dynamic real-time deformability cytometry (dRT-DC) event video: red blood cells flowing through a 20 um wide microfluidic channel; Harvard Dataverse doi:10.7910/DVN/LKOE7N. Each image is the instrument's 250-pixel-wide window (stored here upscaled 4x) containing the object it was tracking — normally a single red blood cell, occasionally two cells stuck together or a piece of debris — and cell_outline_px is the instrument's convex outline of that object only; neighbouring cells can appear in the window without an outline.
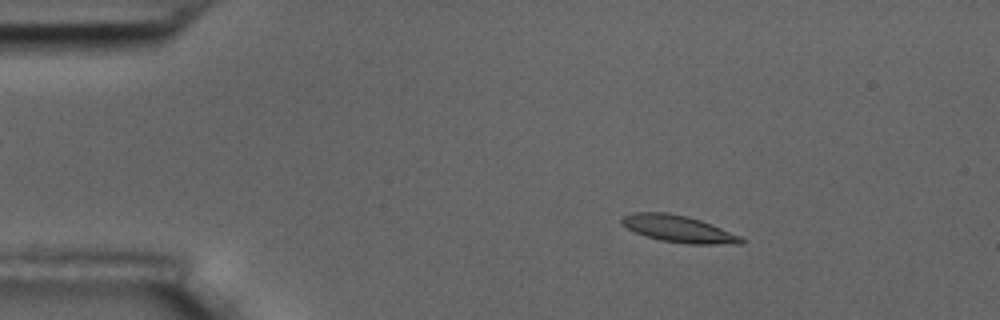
{"species": "common noctule bat (a hibernating species)", "species_latin": "Nyctalus noctula", "temperature_condition": "room temperature", "stored_images_in_passage": 3, "camera_frame_rate_fps": 3000, "um_per_image_px": 0.085, "animal": {"sex": "male", "body_mass_g": 17.5, "forearm_length_mm": 52.3}, "frame": {"image": 1, "passage_image": 2, "time_ms": 1.0, "image_size_px": [1000, 320], "cell_outline_px": [[744, 244], [688, 244], [660, 240], [636, 232], [620, 224], [620, 216], [636, 212], [668, 212], [700, 220], [712, 224], [740, 236], [744, 240]], "centroid_in_image_um": [57.65, 19.45], "position_along_channel_um": 27.3, "area_um2": 18.61}}